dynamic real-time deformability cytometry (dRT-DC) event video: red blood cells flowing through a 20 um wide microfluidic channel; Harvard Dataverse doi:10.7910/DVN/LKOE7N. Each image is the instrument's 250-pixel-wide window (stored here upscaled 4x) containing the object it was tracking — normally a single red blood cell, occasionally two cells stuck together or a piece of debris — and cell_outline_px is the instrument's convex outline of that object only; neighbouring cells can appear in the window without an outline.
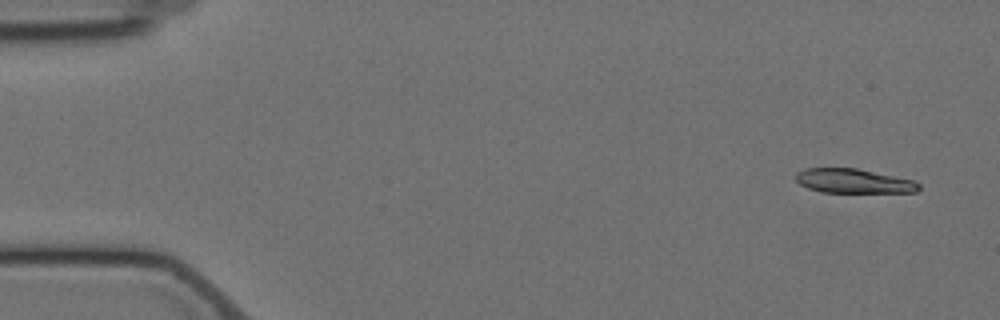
{"species": "Egyptian fruit bat (a non-hibernating species)", "species_latin": "Rousettus aegyptiacus", "temperature_condition": "cold", "stored_images_in_passage": 6, "camera_frame_rate_fps": 3000, "um_per_image_px": 0.085, "animal": {"sex": "female"}, "frame": {"image": 1, "passage_image": 1, "time_ms": 0.0, "image_size_px": [1000, 320], "cell_outline_px": [[920, 188], [916, 192], [820, 192], [808, 188], [800, 184], [796, 180], [796, 172], [804, 168], [856, 168], [912, 180], [920, 184]], "centroid_in_image_um": [72.51, 15.38], "position_along_channel_um": 12.5, "area_um2": 17.28}}
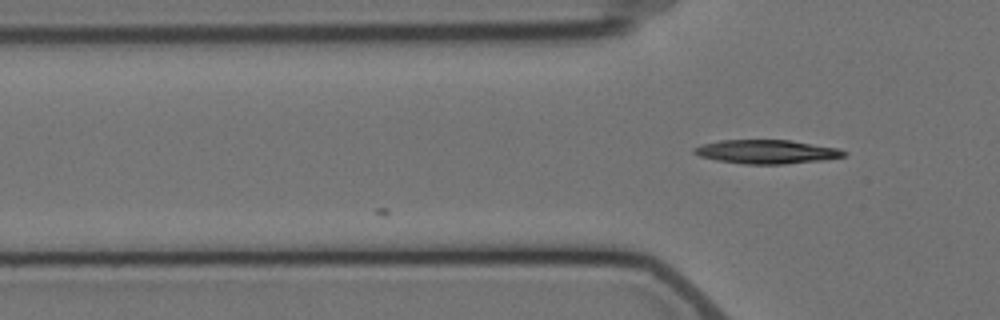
{"frame": {"image": 2, "passage_image": 5, "time_ms": 4.667, "image_size_px": [1000, 320], "cell_outline_px": [[848, 152], [844, 156], [824, 160], [784, 164], [744, 164], [716, 160], [700, 156], [692, 152], [692, 148], [704, 144], [720, 140], [788, 140], [836, 148]], "centroid_in_image_um": [65.13, 12.9], "position_along_channel_um": 60.7, "area_um2": 20.63}}
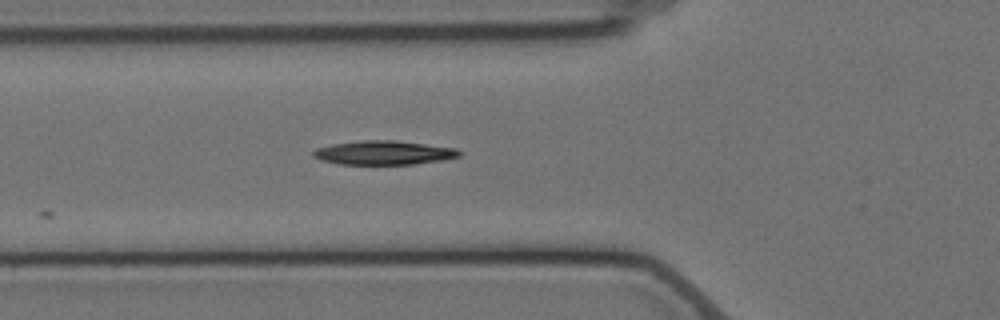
{"frame": {"image": 3, "passage_image": 6, "time_ms": 5.667, "image_size_px": [1000, 320], "cell_outline_px": [[460, 156], [444, 160], [412, 164], [340, 164], [320, 160], [312, 156], [312, 152], [316, 148], [332, 144], [364, 140], [392, 140], [456, 148], [460, 152]], "centroid_in_image_um": [32.59, 12.98], "position_along_channel_um": 93.2, "area_um2": 20.29}}